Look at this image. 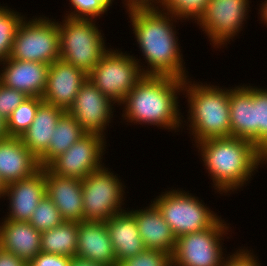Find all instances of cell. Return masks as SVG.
Segmentation results:
<instances>
[{
  "mask_svg": "<svg viewBox=\"0 0 267 266\" xmlns=\"http://www.w3.org/2000/svg\"><path fill=\"white\" fill-rule=\"evenodd\" d=\"M127 12L137 44L148 64L144 75L187 79L188 73L173 25L177 18L160 8L133 9Z\"/></svg>",
  "mask_w": 267,
  "mask_h": 266,
  "instance_id": "cell-1",
  "label": "cell"
},
{
  "mask_svg": "<svg viewBox=\"0 0 267 266\" xmlns=\"http://www.w3.org/2000/svg\"><path fill=\"white\" fill-rule=\"evenodd\" d=\"M183 86L184 80L180 78L144 75L120 104L125 108L123 119L178 130L183 120L177 94L183 92Z\"/></svg>",
  "mask_w": 267,
  "mask_h": 266,
  "instance_id": "cell-2",
  "label": "cell"
},
{
  "mask_svg": "<svg viewBox=\"0 0 267 266\" xmlns=\"http://www.w3.org/2000/svg\"><path fill=\"white\" fill-rule=\"evenodd\" d=\"M195 144L201 151L213 187L221 194L239 190L258 171V165L264 161L267 163V158L251 141L245 139L211 138Z\"/></svg>",
  "mask_w": 267,
  "mask_h": 266,
  "instance_id": "cell-3",
  "label": "cell"
},
{
  "mask_svg": "<svg viewBox=\"0 0 267 266\" xmlns=\"http://www.w3.org/2000/svg\"><path fill=\"white\" fill-rule=\"evenodd\" d=\"M194 83L185 79L182 90L188 97V130L194 142L231 137L229 89Z\"/></svg>",
  "mask_w": 267,
  "mask_h": 266,
  "instance_id": "cell-4",
  "label": "cell"
},
{
  "mask_svg": "<svg viewBox=\"0 0 267 266\" xmlns=\"http://www.w3.org/2000/svg\"><path fill=\"white\" fill-rule=\"evenodd\" d=\"M64 18L58 22L60 59L89 74L108 51L104 36L94 19Z\"/></svg>",
  "mask_w": 267,
  "mask_h": 266,
  "instance_id": "cell-5",
  "label": "cell"
},
{
  "mask_svg": "<svg viewBox=\"0 0 267 266\" xmlns=\"http://www.w3.org/2000/svg\"><path fill=\"white\" fill-rule=\"evenodd\" d=\"M153 204L169 224L176 238L211 227L220 217L214 214L198 197L181 190L162 192Z\"/></svg>",
  "mask_w": 267,
  "mask_h": 266,
  "instance_id": "cell-6",
  "label": "cell"
},
{
  "mask_svg": "<svg viewBox=\"0 0 267 266\" xmlns=\"http://www.w3.org/2000/svg\"><path fill=\"white\" fill-rule=\"evenodd\" d=\"M139 61L126 52L108 49L88 78L106 97L120 105L144 76L147 66H141Z\"/></svg>",
  "mask_w": 267,
  "mask_h": 266,
  "instance_id": "cell-7",
  "label": "cell"
},
{
  "mask_svg": "<svg viewBox=\"0 0 267 266\" xmlns=\"http://www.w3.org/2000/svg\"><path fill=\"white\" fill-rule=\"evenodd\" d=\"M35 18L29 21L23 18L8 58L50 65L60 60L58 21L46 16Z\"/></svg>",
  "mask_w": 267,
  "mask_h": 266,
  "instance_id": "cell-8",
  "label": "cell"
},
{
  "mask_svg": "<svg viewBox=\"0 0 267 266\" xmlns=\"http://www.w3.org/2000/svg\"><path fill=\"white\" fill-rule=\"evenodd\" d=\"M102 167L82 179L84 221L106 222L124 211L125 191L121 179Z\"/></svg>",
  "mask_w": 267,
  "mask_h": 266,
  "instance_id": "cell-9",
  "label": "cell"
},
{
  "mask_svg": "<svg viewBox=\"0 0 267 266\" xmlns=\"http://www.w3.org/2000/svg\"><path fill=\"white\" fill-rule=\"evenodd\" d=\"M228 228L220 217L203 231L176 238L172 266H222L226 256L223 257L221 240L228 234Z\"/></svg>",
  "mask_w": 267,
  "mask_h": 266,
  "instance_id": "cell-10",
  "label": "cell"
},
{
  "mask_svg": "<svg viewBox=\"0 0 267 266\" xmlns=\"http://www.w3.org/2000/svg\"><path fill=\"white\" fill-rule=\"evenodd\" d=\"M105 140L101 134L86 133L47 168L62 177L84 179L104 166L101 159L106 148Z\"/></svg>",
  "mask_w": 267,
  "mask_h": 266,
  "instance_id": "cell-11",
  "label": "cell"
},
{
  "mask_svg": "<svg viewBox=\"0 0 267 266\" xmlns=\"http://www.w3.org/2000/svg\"><path fill=\"white\" fill-rule=\"evenodd\" d=\"M249 0H210L197 24L210 38L213 47L229 44L247 19Z\"/></svg>",
  "mask_w": 267,
  "mask_h": 266,
  "instance_id": "cell-12",
  "label": "cell"
},
{
  "mask_svg": "<svg viewBox=\"0 0 267 266\" xmlns=\"http://www.w3.org/2000/svg\"><path fill=\"white\" fill-rule=\"evenodd\" d=\"M112 100L106 97L90 80L81 85L74 103L67 110L87 133H98L103 136L106 126L113 117Z\"/></svg>",
  "mask_w": 267,
  "mask_h": 266,
  "instance_id": "cell-13",
  "label": "cell"
},
{
  "mask_svg": "<svg viewBox=\"0 0 267 266\" xmlns=\"http://www.w3.org/2000/svg\"><path fill=\"white\" fill-rule=\"evenodd\" d=\"M87 78L88 74L83 70L61 59L54 61L49 65L47 83L42 95L43 102L67 111Z\"/></svg>",
  "mask_w": 267,
  "mask_h": 266,
  "instance_id": "cell-14",
  "label": "cell"
},
{
  "mask_svg": "<svg viewBox=\"0 0 267 266\" xmlns=\"http://www.w3.org/2000/svg\"><path fill=\"white\" fill-rule=\"evenodd\" d=\"M46 195L44 168L28 178L5 185L4 198L9 200V213L5 219L29 221L40 200Z\"/></svg>",
  "mask_w": 267,
  "mask_h": 266,
  "instance_id": "cell-15",
  "label": "cell"
},
{
  "mask_svg": "<svg viewBox=\"0 0 267 266\" xmlns=\"http://www.w3.org/2000/svg\"><path fill=\"white\" fill-rule=\"evenodd\" d=\"M0 64H3L2 73L0 72L2 84L24 92L29 97L42 98L48 78V64L12 58H7Z\"/></svg>",
  "mask_w": 267,
  "mask_h": 266,
  "instance_id": "cell-16",
  "label": "cell"
},
{
  "mask_svg": "<svg viewBox=\"0 0 267 266\" xmlns=\"http://www.w3.org/2000/svg\"><path fill=\"white\" fill-rule=\"evenodd\" d=\"M44 172L46 195L57 207L64 221H84L82 179L56 175L47 167Z\"/></svg>",
  "mask_w": 267,
  "mask_h": 266,
  "instance_id": "cell-17",
  "label": "cell"
},
{
  "mask_svg": "<svg viewBox=\"0 0 267 266\" xmlns=\"http://www.w3.org/2000/svg\"><path fill=\"white\" fill-rule=\"evenodd\" d=\"M41 168L39 159L20 137L0 140V179L5 185L28 178Z\"/></svg>",
  "mask_w": 267,
  "mask_h": 266,
  "instance_id": "cell-18",
  "label": "cell"
},
{
  "mask_svg": "<svg viewBox=\"0 0 267 266\" xmlns=\"http://www.w3.org/2000/svg\"><path fill=\"white\" fill-rule=\"evenodd\" d=\"M75 256L105 266L118 265L105 222L82 221L78 223Z\"/></svg>",
  "mask_w": 267,
  "mask_h": 266,
  "instance_id": "cell-19",
  "label": "cell"
},
{
  "mask_svg": "<svg viewBox=\"0 0 267 266\" xmlns=\"http://www.w3.org/2000/svg\"><path fill=\"white\" fill-rule=\"evenodd\" d=\"M130 212L136 219L145 248L160 250L172 255L175 250L176 237L152 201L145 209H132Z\"/></svg>",
  "mask_w": 267,
  "mask_h": 266,
  "instance_id": "cell-20",
  "label": "cell"
},
{
  "mask_svg": "<svg viewBox=\"0 0 267 266\" xmlns=\"http://www.w3.org/2000/svg\"><path fill=\"white\" fill-rule=\"evenodd\" d=\"M0 247L29 263L41 252V232L27 221L3 219Z\"/></svg>",
  "mask_w": 267,
  "mask_h": 266,
  "instance_id": "cell-21",
  "label": "cell"
},
{
  "mask_svg": "<svg viewBox=\"0 0 267 266\" xmlns=\"http://www.w3.org/2000/svg\"><path fill=\"white\" fill-rule=\"evenodd\" d=\"M105 223L117 262L146 249L138 231L136 219L128 209L113 215Z\"/></svg>",
  "mask_w": 267,
  "mask_h": 266,
  "instance_id": "cell-22",
  "label": "cell"
},
{
  "mask_svg": "<svg viewBox=\"0 0 267 266\" xmlns=\"http://www.w3.org/2000/svg\"><path fill=\"white\" fill-rule=\"evenodd\" d=\"M64 109L42 102L30 127L21 135L23 144L39 159L49 148L54 128Z\"/></svg>",
  "mask_w": 267,
  "mask_h": 266,
  "instance_id": "cell-23",
  "label": "cell"
},
{
  "mask_svg": "<svg viewBox=\"0 0 267 266\" xmlns=\"http://www.w3.org/2000/svg\"><path fill=\"white\" fill-rule=\"evenodd\" d=\"M231 137L253 143L254 107L253 86H235L229 89Z\"/></svg>",
  "mask_w": 267,
  "mask_h": 266,
  "instance_id": "cell-24",
  "label": "cell"
},
{
  "mask_svg": "<svg viewBox=\"0 0 267 266\" xmlns=\"http://www.w3.org/2000/svg\"><path fill=\"white\" fill-rule=\"evenodd\" d=\"M86 133L79 122L65 111L54 128L48 150L39 158L40 166L43 168L47 167L55 158L66 152Z\"/></svg>",
  "mask_w": 267,
  "mask_h": 266,
  "instance_id": "cell-25",
  "label": "cell"
},
{
  "mask_svg": "<svg viewBox=\"0 0 267 266\" xmlns=\"http://www.w3.org/2000/svg\"><path fill=\"white\" fill-rule=\"evenodd\" d=\"M78 222L64 221L57 227L41 232V252L75 257Z\"/></svg>",
  "mask_w": 267,
  "mask_h": 266,
  "instance_id": "cell-26",
  "label": "cell"
},
{
  "mask_svg": "<svg viewBox=\"0 0 267 266\" xmlns=\"http://www.w3.org/2000/svg\"><path fill=\"white\" fill-rule=\"evenodd\" d=\"M253 145L267 158V89L253 87Z\"/></svg>",
  "mask_w": 267,
  "mask_h": 266,
  "instance_id": "cell-27",
  "label": "cell"
},
{
  "mask_svg": "<svg viewBox=\"0 0 267 266\" xmlns=\"http://www.w3.org/2000/svg\"><path fill=\"white\" fill-rule=\"evenodd\" d=\"M42 102L41 97H28L11 113L6 120L8 137H21L30 127Z\"/></svg>",
  "mask_w": 267,
  "mask_h": 266,
  "instance_id": "cell-28",
  "label": "cell"
},
{
  "mask_svg": "<svg viewBox=\"0 0 267 266\" xmlns=\"http://www.w3.org/2000/svg\"><path fill=\"white\" fill-rule=\"evenodd\" d=\"M24 17L19 12L0 5V62L9 57L14 36Z\"/></svg>",
  "mask_w": 267,
  "mask_h": 266,
  "instance_id": "cell-29",
  "label": "cell"
},
{
  "mask_svg": "<svg viewBox=\"0 0 267 266\" xmlns=\"http://www.w3.org/2000/svg\"><path fill=\"white\" fill-rule=\"evenodd\" d=\"M209 2L210 0H163L160 9L178 20L194 18L195 22H198Z\"/></svg>",
  "mask_w": 267,
  "mask_h": 266,
  "instance_id": "cell-30",
  "label": "cell"
},
{
  "mask_svg": "<svg viewBox=\"0 0 267 266\" xmlns=\"http://www.w3.org/2000/svg\"><path fill=\"white\" fill-rule=\"evenodd\" d=\"M28 222L39 232H44L57 227L64 222V219L51 199L44 195Z\"/></svg>",
  "mask_w": 267,
  "mask_h": 266,
  "instance_id": "cell-31",
  "label": "cell"
},
{
  "mask_svg": "<svg viewBox=\"0 0 267 266\" xmlns=\"http://www.w3.org/2000/svg\"><path fill=\"white\" fill-rule=\"evenodd\" d=\"M74 11L67 13L71 19H95L106 13L113 0H69Z\"/></svg>",
  "mask_w": 267,
  "mask_h": 266,
  "instance_id": "cell-32",
  "label": "cell"
},
{
  "mask_svg": "<svg viewBox=\"0 0 267 266\" xmlns=\"http://www.w3.org/2000/svg\"><path fill=\"white\" fill-rule=\"evenodd\" d=\"M117 266H172V256L160 250L145 249L119 261Z\"/></svg>",
  "mask_w": 267,
  "mask_h": 266,
  "instance_id": "cell-33",
  "label": "cell"
},
{
  "mask_svg": "<svg viewBox=\"0 0 267 266\" xmlns=\"http://www.w3.org/2000/svg\"><path fill=\"white\" fill-rule=\"evenodd\" d=\"M29 96L0 82V116L7 120L11 113Z\"/></svg>",
  "mask_w": 267,
  "mask_h": 266,
  "instance_id": "cell-34",
  "label": "cell"
},
{
  "mask_svg": "<svg viewBox=\"0 0 267 266\" xmlns=\"http://www.w3.org/2000/svg\"><path fill=\"white\" fill-rule=\"evenodd\" d=\"M71 257L63 255L39 252L29 263L28 266H69Z\"/></svg>",
  "mask_w": 267,
  "mask_h": 266,
  "instance_id": "cell-35",
  "label": "cell"
},
{
  "mask_svg": "<svg viewBox=\"0 0 267 266\" xmlns=\"http://www.w3.org/2000/svg\"><path fill=\"white\" fill-rule=\"evenodd\" d=\"M253 253L248 249H239L233 255L228 256L222 266H261Z\"/></svg>",
  "mask_w": 267,
  "mask_h": 266,
  "instance_id": "cell-36",
  "label": "cell"
},
{
  "mask_svg": "<svg viewBox=\"0 0 267 266\" xmlns=\"http://www.w3.org/2000/svg\"><path fill=\"white\" fill-rule=\"evenodd\" d=\"M127 11L133 9L161 8L163 0H124ZM158 5V6H156ZM160 6V7H159Z\"/></svg>",
  "mask_w": 267,
  "mask_h": 266,
  "instance_id": "cell-37",
  "label": "cell"
},
{
  "mask_svg": "<svg viewBox=\"0 0 267 266\" xmlns=\"http://www.w3.org/2000/svg\"><path fill=\"white\" fill-rule=\"evenodd\" d=\"M0 266H28V263L0 247Z\"/></svg>",
  "mask_w": 267,
  "mask_h": 266,
  "instance_id": "cell-38",
  "label": "cell"
},
{
  "mask_svg": "<svg viewBox=\"0 0 267 266\" xmlns=\"http://www.w3.org/2000/svg\"><path fill=\"white\" fill-rule=\"evenodd\" d=\"M69 266H105V265L75 256L71 258V263Z\"/></svg>",
  "mask_w": 267,
  "mask_h": 266,
  "instance_id": "cell-39",
  "label": "cell"
},
{
  "mask_svg": "<svg viewBox=\"0 0 267 266\" xmlns=\"http://www.w3.org/2000/svg\"><path fill=\"white\" fill-rule=\"evenodd\" d=\"M260 5H262L261 7H260V17H261V21H262V23H266V26H267V0H265L262 4H260ZM264 21V22H263Z\"/></svg>",
  "mask_w": 267,
  "mask_h": 266,
  "instance_id": "cell-40",
  "label": "cell"
},
{
  "mask_svg": "<svg viewBox=\"0 0 267 266\" xmlns=\"http://www.w3.org/2000/svg\"><path fill=\"white\" fill-rule=\"evenodd\" d=\"M8 137L7 129H6V120L0 116V140Z\"/></svg>",
  "mask_w": 267,
  "mask_h": 266,
  "instance_id": "cell-41",
  "label": "cell"
},
{
  "mask_svg": "<svg viewBox=\"0 0 267 266\" xmlns=\"http://www.w3.org/2000/svg\"><path fill=\"white\" fill-rule=\"evenodd\" d=\"M5 193V184L0 179V198L4 197Z\"/></svg>",
  "mask_w": 267,
  "mask_h": 266,
  "instance_id": "cell-42",
  "label": "cell"
}]
</instances>
